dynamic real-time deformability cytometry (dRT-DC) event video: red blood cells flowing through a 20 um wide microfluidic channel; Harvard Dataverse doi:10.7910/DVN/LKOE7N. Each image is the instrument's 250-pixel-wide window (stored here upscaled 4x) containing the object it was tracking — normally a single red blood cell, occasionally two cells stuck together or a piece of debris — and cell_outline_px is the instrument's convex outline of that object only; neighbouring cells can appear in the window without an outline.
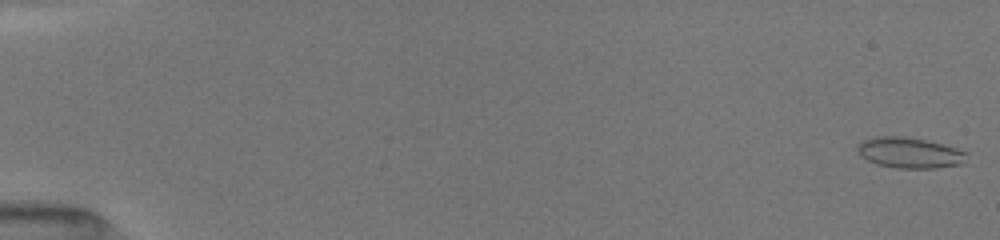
{"species": "common noctule bat (a hibernating species)", "species_latin": "Nyctalus noctula", "temperature_condition": "room temperature", "stored_images_in_passage": 32, "camera_frame_rate_fps": 3000, "um_per_image_px": 0.085, "animal": {"sex": "female", "body_mass_g": 19.5, "forearm_length_mm": 54.1}, "frame": {"image": 1, "passage_image": 1, "time_ms": 0.0, "image_size_px": [1000, 240], "cell_outline_px": [[964, 152], [956, 164], [928, 168], [904, 168], [880, 164], [864, 156], [860, 152], [860, 144], [868, 140], [924, 140], [940, 144]], "centroid_in_image_um": [77.35, 13.05], "position_along_channel_um": 7.6, "area_um2": 16.65}}
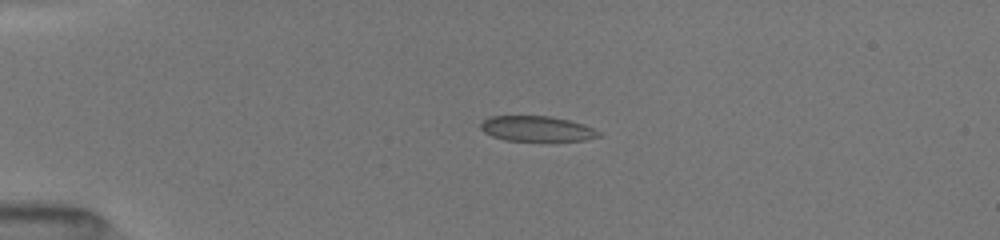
{"frame": {"image": 2, "passage_image": 22, "time_ms": 4.0, "image_size_px": [1000, 240], "cell_outline_px": [[600, 136], [580, 140], [508, 140], [484, 132], [480, 128], [480, 124], [484, 120], [492, 116], [548, 116], [580, 124], [592, 128]], "centroid_in_image_um": [45.55, 10.93], "position_along_channel_um": 39.5, "area_um2": 16.53}}